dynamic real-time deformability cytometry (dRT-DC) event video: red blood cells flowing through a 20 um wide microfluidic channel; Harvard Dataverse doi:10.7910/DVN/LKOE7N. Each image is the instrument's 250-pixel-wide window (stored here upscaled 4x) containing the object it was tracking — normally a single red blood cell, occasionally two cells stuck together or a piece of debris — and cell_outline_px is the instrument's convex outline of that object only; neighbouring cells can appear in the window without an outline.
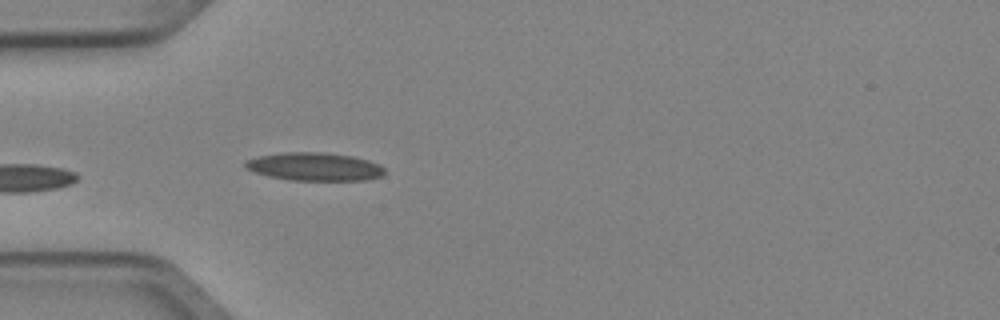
{"species": "Egyptian fruit bat (a non-hibernating species)", "species_latin": "Rousettus aegyptiacus", "temperature_condition": "cold", "stored_images_in_passage": 4, "camera_frame_rate_fps": 3000, "um_per_image_px": 0.085, "animal": {"sex": "female"}, "frame": {"image": 1, "passage_image": 4, "time_ms": 1.0, "image_size_px": [1000, 320], "cell_outline_px": [[384, 172], [380, 176], [368, 180], [292, 180], [268, 176], [256, 172], [248, 168], [244, 164], [244, 160], [260, 156], [284, 152], [324, 152], [352, 156], [368, 160], [380, 164], [384, 168]], "centroid_in_image_um": [26.75, 14.16], "position_along_channel_um": 58.2, "area_um2": 22.72}}